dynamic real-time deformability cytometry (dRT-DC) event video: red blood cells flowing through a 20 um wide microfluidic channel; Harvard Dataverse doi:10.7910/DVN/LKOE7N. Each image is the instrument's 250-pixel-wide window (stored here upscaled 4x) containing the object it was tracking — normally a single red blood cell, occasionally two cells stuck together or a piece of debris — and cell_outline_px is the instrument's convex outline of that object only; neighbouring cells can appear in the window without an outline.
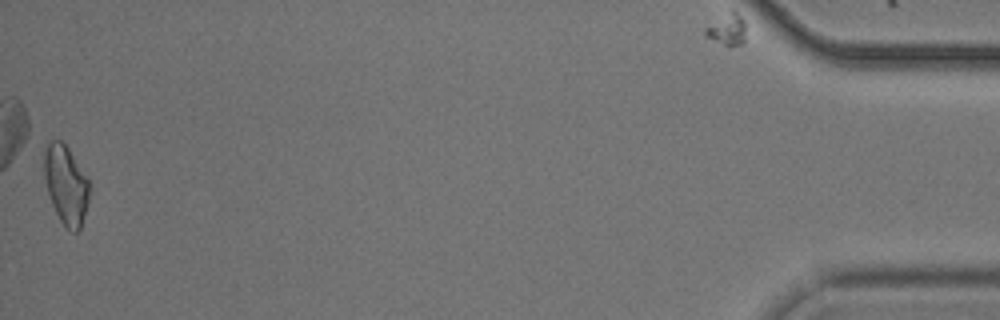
{"species": "common noctule bat (a hibernating species)", "species_latin": "Nyctalus noctula", "temperature_condition": "cold", "stored_images_in_passage": 38, "camera_frame_rate_fps": 3000, "um_per_image_px": 0.085, "animal": {"sex": "male", "body_mass_g": 20.5, "forearm_length_mm": 52.5}, "frame": {"image": 1, "passage_image": 38, "time_ms": 12.333, "image_size_px": [1000, 320], "cell_outline_px": [[88, 200], [80, 228], [76, 232], [72, 232], [64, 228], [52, 204], [48, 192], [44, 176], [44, 144], [48, 140], [60, 140], [68, 148], [88, 176]], "centroid_in_image_um": [5.58, 15.67], "position_along_channel_um": 429.6, "area_um2": 20.81}, "authors_computed_cell_mechanics": {"area_um2": 20.519, "velocity_mm_per_s": 3.7841, "shape_relaxation_time_tau1_ms": 7.7028, "shape_relaxation_time_tau2_ms": 5.5262, "deformation_change_tau1": 0.1501, "deformation_change_tau2": 0.1381}}